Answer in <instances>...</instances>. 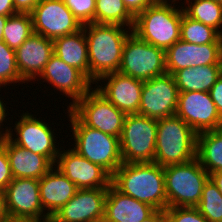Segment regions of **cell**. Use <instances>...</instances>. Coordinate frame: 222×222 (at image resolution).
Instances as JSON below:
<instances>
[{
  "label": "cell",
  "instance_id": "obj_1",
  "mask_svg": "<svg viewBox=\"0 0 222 222\" xmlns=\"http://www.w3.org/2000/svg\"><path fill=\"white\" fill-rule=\"evenodd\" d=\"M124 27L97 23L82 26L87 41L89 80L93 84L102 76L119 70L125 41L132 32L131 28Z\"/></svg>",
  "mask_w": 222,
  "mask_h": 222
},
{
  "label": "cell",
  "instance_id": "obj_2",
  "mask_svg": "<svg viewBox=\"0 0 222 222\" xmlns=\"http://www.w3.org/2000/svg\"><path fill=\"white\" fill-rule=\"evenodd\" d=\"M111 184L122 194L156 210L167 209L164 170L157 163H122L112 175Z\"/></svg>",
  "mask_w": 222,
  "mask_h": 222
},
{
  "label": "cell",
  "instance_id": "obj_3",
  "mask_svg": "<svg viewBox=\"0 0 222 222\" xmlns=\"http://www.w3.org/2000/svg\"><path fill=\"white\" fill-rule=\"evenodd\" d=\"M197 133L177 115L158 120L154 163L165 167L196 158Z\"/></svg>",
  "mask_w": 222,
  "mask_h": 222
},
{
  "label": "cell",
  "instance_id": "obj_4",
  "mask_svg": "<svg viewBox=\"0 0 222 222\" xmlns=\"http://www.w3.org/2000/svg\"><path fill=\"white\" fill-rule=\"evenodd\" d=\"M74 138L73 149L92 163L100 165L111 176L123 163L119 138L84 125L67 109Z\"/></svg>",
  "mask_w": 222,
  "mask_h": 222
},
{
  "label": "cell",
  "instance_id": "obj_5",
  "mask_svg": "<svg viewBox=\"0 0 222 222\" xmlns=\"http://www.w3.org/2000/svg\"><path fill=\"white\" fill-rule=\"evenodd\" d=\"M182 8L153 3L135 16L132 32L141 40L167 50L180 40Z\"/></svg>",
  "mask_w": 222,
  "mask_h": 222
},
{
  "label": "cell",
  "instance_id": "obj_6",
  "mask_svg": "<svg viewBox=\"0 0 222 222\" xmlns=\"http://www.w3.org/2000/svg\"><path fill=\"white\" fill-rule=\"evenodd\" d=\"M167 208L196 207L201 200L204 184L210 178L197 158L163 167Z\"/></svg>",
  "mask_w": 222,
  "mask_h": 222
},
{
  "label": "cell",
  "instance_id": "obj_7",
  "mask_svg": "<svg viewBox=\"0 0 222 222\" xmlns=\"http://www.w3.org/2000/svg\"><path fill=\"white\" fill-rule=\"evenodd\" d=\"M157 123L139 114L126 115L119 137L123 163L154 162Z\"/></svg>",
  "mask_w": 222,
  "mask_h": 222
},
{
  "label": "cell",
  "instance_id": "obj_8",
  "mask_svg": "<svg viewBox=\"0 0 222 222\" xmlns=\"http://www.w3.org/2000/svg\"><path fill=\"white\" fill-rule=\"evenodd\" d=\"M120 73L145 81L167 72L165 50L131 32L124 44Z\"/></svg>",
  "mask_w": 222,
  "mask_h": 222
},
{
  "label": "cell",
  "instance_id": "obj_9",
  "mask_svg": "<svg viewBox=\"0 0 222 222\" xmlns=\"http://www.w3.org/2000/svg\"><path fill=\"white\" fill-rule=\"evenodd\" d=\"M69 110L86 126L120 137L126 113L119 110L101 94L91 88Z\"/></svg>",
  "mask_w": 222,
  "mask_h": 222
},
{
  "label": "cell",
  "instance_id": "obj_10",
  "mask_svg": "<svg viewBox=\"0 0 222 222\" xmlns=\"http://www.w3.org/2000/svg\"><path fill=\"white\" fill-rule=\"evenodd\" d=\"M35 116V117H34ZM15 121L14 132L9 127L7 137L16 145L32 151L35 154H41L45 156L53 165H55L57 157L61 150L59 142L57 146L55 129L49 126L48 122H44L43 119L37 118V115H32L28 111L23 113ZM40 119V120H39ZM60 149H59V148Z\"/></svg>",
  "mask_w": 222,
  "mask_h": 222
},
{
  "label": "cell",
  "instance_id": "obj_11",
  "mask_svg": "<svg viewBox=\"0 0 222 222\" xmlns=\"http://www.w3.org/2000/svg\"><path fill=\"white\" fill-rule=\"evenodd\" d=\"M4 192L11 222H35L48 216L42 207L39 180L13 178Z\"/></svg>",
  "mask_w": 222,
  "mask_h": 222
},
{
  "label": "cell",
  "instance_id": "obj_12",
  "mask_svg": "<svg viewBox=\"0 0 222 222\" xmlns=\"http://www.w3.org/2000/svg\"><path fill=\"white\" fill-rule=\"evenodd\" d=\"M179 89L172 74L165 73L145 80L138 114L152 119H162L176 113Z\"/></svg>",
  "mask_w": 222,
  "mask_h": 222
},
{
  "label": "cell",
  "instance_id": "obj_13",
  "mask_svg": "<svg viewBox=\"0 0 222 222\" xmlns=\"http://www.w3.org/2000/svg\"><path fill=\"white\" fill-rule=\"evenodd\" d=\"M30 14L33 32L51 40L82 29L81 23L63 0H39Z\"/></svg>",
  "mask_w": 222,
  "mask_h": 222
},
{
  "label": "cell",
  "instance_id": "obj_14",
  "mask_svg": "<svg viewBox=\"0 0 222 222\" xmlns=\"http://www.w3.org/2000/svg\"><path fill=\"white\" fill-rule=\"evenodd\" d=\"M175 115L197 134L222 128V118L209 92L179 93Z\"/></svg>",
  "mask_w": 222,
  "mask_h": 222
},
{
  "label": "cell",
  "instance_id": "obj_15",
  "mask_svg": "<svg viewBox=\"0 0 222 222\" xmlns=\"http://www.w3.org/2000/svg\"><path fill=\"white\" fill-rule=\"evenodd\" d=\"M63 148H61L54 166L78 189L108 188L111 185L112 176L100 165L82 157L72 147L70 150Z\"/></svg>",
  "mask_w": 222,
  "mask_h": 222
},
{
  "label": "cell",
  "instance_id": "obj_16",
  "mask_svg": "<svg viewBox=\"0 0 222 222\" xmlns=\"http://www.w3.org/2000/svg\"><path fill=\"white\" fill-rule=\"evenodd\" d=\"M38 78L40 81L44 79L42 82L45 81L56 88L53 90L58 89L65 97L72 98L67 109L80 100L93 84L80 70L66 64L55 54L51 56Z\"/></svg>",
  "mask_w": 222,
  "mask_h": 222
},
{
  "label": "cell",
  "instance_id": "obj_17",
  "mask_svg": "<svg viewBox=\"0 0 222 222\" xmlns=\"http://www.w3.org/2000/svg\"><path fill=\"white\" fill-rule=\"evenodd\" d=\"M167 73L197 66L222 65V43L197 45L178 40L165 51Z\"/></svg>",
  "mask_w": 222,
  "mask_h": 222
},
{
  "label": "cell",
  "instance_id": "obj_18",
  "mask_svg": "<svg viewBox=\"0 0 222 222\" xmlns=\"http://www.w3.org/2000/svg\"><path fill=\"white\" fill-rule=\"evenodd\" d=\"M143 82L117 71L102 76L95 84L98 85L96 89L119 110L138 114Z\"/></svg>",
  "mask_w": 222,
  "mask_h": 222
},
{
  "label": "cell",
  "instance_id": "obj_19",
  "mask_svg": "<svg viewBox=\"0 0 222 222\" xmlns=\"http://www.w3.org/2000/svg\"><path fill=\"white\" fill-rule=\"evenodd\" d=\"M108 188L78 189L53 216L59 222H98L104 219Z\"/></svg>",
  "mask_w": 222,
  "mask_h": 222
},
{
  "label": "cell",
  "instance_id": "obj_20",
  "mask_svg": "<svg viewBox=\"0 0 222 222\" xmlns=\"http://www.w3.org/2000/svg\"><path fill=\"white\" fill-rule=\"evenodd\" d=\"M53 54V40L33 33L15 50L20 77L27 84L36 79L39 81L37 77L40 76Z\"/></svg>",
  "mask_w": 222,
  "mask_h": 222
},
{
  "label": "cell",
  "instance_id": "obj_21",
  "mask_svg": "<svg viewBox=\"0 0 222 222\" xmlns=\"http://www.w3.org/2000/svg\"><path fill=\"white\" fill-rule=\"evenodd\" d=\"M156 211L151 205L122 194L112 184L105 199L104 222H142Z\"/></svg>",
  "mask_w": 222,
  "mask_h": 222
},
{
  "label": "cell",
  "instance_id": "obj_22",
  "mask_svg": "<svg viewBox=\"0 0 222 222\" xmlns=\"http://www.w3.org/2000/svg\"><path fill=\"white\" fill-rule=\"evenodd\" d=\"M39 190L44 211L48 216H53L71 200L78 188L53 166L39 179Z\"/></svg>",
  "mask_w": 222,
  "mask_h": 222
},
{
  "label": "cell",
  "instance_id": "obj_23",
  "mask_svg": "<svg viewBox=\"0 0 222 222\" xmlns=\"http://www.w3.org/2000/svg\"><path fill=\"white\" fill-rule=\"evenodd\" d=\"M4 149L14 178L39 180L54 166L45 156L14 144L7 136L4 137Z\"/></svg>",
  "mask_w": 222,
  "mask_h": 222
},
{
  "label": "cell",
  "instance_id": "obj_24",
  "mask_svg": "<svg viewBox=\"0 0 222 222\" xmlns=\"http://www.w3.org/2000/svg\"><path fill=\"white\" fill-rule=\"evenodd\" d=\"M53 50L62 61L77 68L89 79L88 49L83 28L74 34L54 39Z\"/></svg>",
  "mask_w": 222,
  "mask_h": 222
},
{
  "label": "cell",
  "instance_id": "obj_25",
  "mask_svg": "<svg viewBox=\"0 0 222 222\" xmlns=\"http://www.w3.org/2000/svg\"><path fill=\"white\" fill-rule=\"evenodd\" d=\"M222 75V65H206L189 67L173 74L179 93L209 92Z\"/></svg>",
  "mask_w": 222,
  "mask_h": 222
},
{
  "label": "cell",
  "instance_id": "obj_26",
  "mask_svg": "<svg viewBox=\"0 0 222 222\" xmlns=\"http://www.w3.org/2000/svg\"><path fill=\"white\" fill-rule=\"evenodd\" d=\"M196 158L209 175L222 171V128L197 134Z\"/></svg>",
  "mask_w": 222,
  "mask_h": 222
},
{
  "label": "cell",
  "instance_id": "obj_27",
  "mask_svg": "<svg viewBox=\"0 0 222 222\" xmlns=\"http://www.w3.org/2000/svg\"><path fill=\"white\" fill-rule=\"evenodd\" d=\"M135 16L122 0H96L95 23L118 24L133 29Z\"/></svg>",
  "mask_w": 222,
  "mask_h": 222
},
{
  "label": "cell",
  "instance_id": "obj_28",
  "mask_svg": "<svg viewBox=\"0 0 222 222\" xmlns=\"http://www.w3.org/2000/svg\"><path fill=\"white\" fill-rule=\"evenodd\" d=\"M191 1L184 0L187 7L185 4L181 5L184 14L193 20L213 27L222 35V29H220L222 28V4L212 0H194L193 3Z\"/></svg>",
  "mask_w": 222,
  "mask_h": 222
},
{
  "label": "cell",
  "instance_id": "obj_29",
  "mask_svg": "<svg viewBox=\"0 0 222 222\" xmlns=\"http://www.w3.org/2000/svg\"><path fill=\"white\" fill-rule=\"evenodd\" d=\"M180 40L197 45L222 43V35L213 27L189 18L182 9Z\"/></svg>",
  "mask_w": 222,
  "mask_h": 222
},
{
  "label": "cell",
  "instance_id": "obj_30",
  "mask_svg": "<svg viewBox=\"0 0 222 222\" xmlns=\"http://www.w3.org/2000/svg\"><path fill=\"white\" fill-rule=\"evenodd\" d=\"M3 31V42L16 50L34 33L31 14L18 12L9 16Z\"/></svg>",
  "mask_w": 222,
  "mask_h": 222
},
{
  "label": "cell",
  "instance_id": "obj_31",
  "mask_svg": "<svg viewBox=\"0 0 222 222\" xmlns=\"http://www.w3.org/2000/svg\"><path fill=\"white\" fill-rule=\"evenodd\" d=\"M196 207L208 222H222V194L211 178L204 184L200 203Z\"/></svg>",
  "mask_w": 222,
  "mask_h": 222
},
{
  "label": "cell",
  "instance_id": "obj_32",
  "mask_svg": "<svg viewBox=\"0 0 222 222\" xmlns=\"http://www.w3.org/2000/svg\"><path fill=\"white\" fill-rule=\"evenodd\" d=\"M25 81L20 77L16 63L15 50L9 48L4 42H0V87Z\"/></svg>",
  "mask_w": 222,
  "mask_h": 222
},
{
  "label": "cell",
  "instance_id": "obj_33",
  "mask_svg": "<svg viewBox=\"0 0 222 222\" xmlns=\"http://www.w3.org/2000/svg\"><path fill=\"white\" fill-rule=\"evenodd\" d=\"M63 1L82 26L89 23H95L96 0Z\"/></svg>",
  "mask_w": 222,
  "mask_h": 222
},
{
  "label": "cell",
  "instance_id": "obj_34",
  "mask_svg": "<svg viewBox=\"0 0 222 222\" xmlns=\"http://www.w3.org/2000/svg\"><path fill=\"white\" fill-rule=\"evenodd\" d=\"M164 222H208L197 207H169L164 211Z\"/></svg>",
  "mask_w": 222,
  "mask_h": 222
},
{
  "label": "cell",
  "instance_id": "obj_35",
  "mask_svg": "<svg viewBox=\"0 0 222 222\" xmlns=\"http://www.w3.org/2000/svg\"><path fill=\"white\" fill-rule=\"evenodd\" d=\"M13 174L6 150L0 151V190H5L13 180Z\"/></svg>",
  "mask_w": 222,
  "mask_h": 222
},
{
  "label": "cell",
  "instance_id": "obj_36",
  "mask_svg": "<svg viewBox=\"0 0 222 222\" xmlns=\"http://www.w3.org/2000/svg\"><path fill=\"white\" fill-rule=\"evenodd\" d=\"M209 93L216 105L220 117L222 118V75L209 90Z\"/></svg>",
  "mask_w": 222,
  "mask_h": 222
},
{
  "label": "cell",
  "instance_id": "obj_37",
  "mask_svg": "<svg viewBox=\"0 0 222 222\" xmlns=\"http://www.w3.org/2000/svg\"><path fill=\"white\" fill-rule=\"evenodd\" d=\"M127 9L136 16L141 11H144L148 6L153 4L151 0H122Z\"/></svg>",
  "mask_w": 222,
  "mask_h": 222
},
{
  "label": "cell",
  "instance_id": "obj_38",
  "mask_svg": "<svg viewBox=\"0 0 222 222\" xmlns=\"http://www.w3.org/2000/svg\"><path fill=\"white\" fill-rule=\"evenodd\" d=\"M39 0H13L14 8L20 13H30Z\"/></svg>",
  "mask_w": 222,
  "mask_h": 222
},
{
  "label": "cell",
  "instance_id": "obj_39",
  "mask_svg": "<svg viewBox=\"0 0 222 222\" xmlns=\"http://www.w3.org/2000/svg\"><path fill=\"white\" fill-rule=\"evenodd\" d=\"M17 13L13 0H0V15L9 17Z\"/></svg>",
  "mask_w": 222,
  "mask_h": 222
},
{
  "label": "cell",
  "instance_id": "obj_40",
  "mask_svg": "<svg viewBox=\"0 0 222 222\" xmlns=\"http://www.w3.org/2000/svg\"><path fill=\"white\" fill-rule=\"evenodd\" d=\"M1 98V97H0ZM3 99L4 98H1L0 99V137H5V136H7V134H8V132H9V128L8 127H6V129H3L2 128V126H5L4 124H3V122H6V120H7V118L6 117H8L7 115H10L9 113H8V109L7 108H5L6 107V104L3 102ZM7 111V112H6ZM2 129H3V131H2ZM5 130V131H4Z\"/></svg>",
  "mask_w": 222,
  "mask_h": 222
},
{
  "label": "cell",
  "instance_id": "obj_41",
  "mask_svg": "<svg viewBox=\"0 0 222 222\" xmlns=\"http://www.w3.org/2000/svg\"><path fill=\"white\" fill-rule=\"evenodd\" d=\"M0 222H11L6 208L4 190H0Z\"/></svg>",
  "mask_w": 222,
  "mask_h": 222
},
{
  "label": "cell",
  "instance_id": "obj_42",
  "mask_svg": "<svg viewBox=\"0 0 222 222\" xmlns=\"http://www.w3.org/2000/svg\"><path fill=\"white\" fill-rule=\"evenodd\" d=\"M142 222H164V211L156 210L149 218Z\"/></svg>",
  "mask_w": 222,
  "mask_h": 222
},
{
  "label": "cell",
  "instance_id": "obj_43",
  "mask_svg": "<svg viewBox=\"0 0 222 222\" xmlns=\"http://www.w3.org/2000/svg\"><path fill=\"white\" fill-rule=\"evenodd\" d=\"M210 178L217 185L220 193L222 194V171L212 173Z\"/></svg>",
  "mask_w": 222,
  "mask_h": 222
},
{
  "label": "cell",
  "instance_id": "obj_44",
  "mask_svg": "<svg viewBox=\"0 0 222 222\" xmlns=\"http://www.w3.org/2000/svg\"><path fill=\"white\" fill-rule=\"evenodd\" d=\"M7 19H8L7 16L0 15V42H3L2 35L4 32L3 30H4L5 24L7 22Z\"/></svg>",
  "mask_w": 222,
  "mask_h": 222
},
{
  "label": "cell",
  "instance_id": "obj_45",
  "mask_svg": "<svg viewBox=\"0 0 222 222\" xmlns=\"http://www.w3.org/2000/svg\"><path fill=\"white\" fill-rule=\"evenodd\" d=\"M35 222H59L54 216H47Z\"/></svg>",
  "mask_w": 222,
  "mask_h": 222
},
{
  "label": "cell",
  "instance_id": "obj_46",
  "mask_svg": "<svg viewBox=\"0 0 222 222\" xmlns=\"http://www.w3.org/2000/svg\"><path fill=\"white\" fill-rule=\"evenodd\" d=\"M171 2L172 4L176 5V2L179 0H151L152 3H157V4H168V2ZM182 1V0H181Z\"/></svg>",
  "mask_w": 222,
  "mask_h": 222
},
{
  "label": "cell",
  "instance_id": "obj_47",
  "mask_svg": "<svg viewBox=\"0 0 222 222\" xmlns=\"http://www.w3.org/2000/svg\"><path fill=\"white\" fill-rule=\"evenodd\" d=\"M4 148V137H0V151Z\"/></svg>",
  "mask_w": 222,
  "mask_h": 222
},
{
  "label": "cell",
  "instance_id": "obj_48",
  "mask_svg": "<svg viewBox=\"0 0 222 222\" xmlns=\"http://www.w3.org/2000/svg\"><path fill=\"white\" fill-rule=\"evenodd\" d=\"M212 1H215V2H218V3L222 4V0H212Z\"/></svg>",
  "mask_w": 222,
  "mask_h": 222
}]
</instances>
